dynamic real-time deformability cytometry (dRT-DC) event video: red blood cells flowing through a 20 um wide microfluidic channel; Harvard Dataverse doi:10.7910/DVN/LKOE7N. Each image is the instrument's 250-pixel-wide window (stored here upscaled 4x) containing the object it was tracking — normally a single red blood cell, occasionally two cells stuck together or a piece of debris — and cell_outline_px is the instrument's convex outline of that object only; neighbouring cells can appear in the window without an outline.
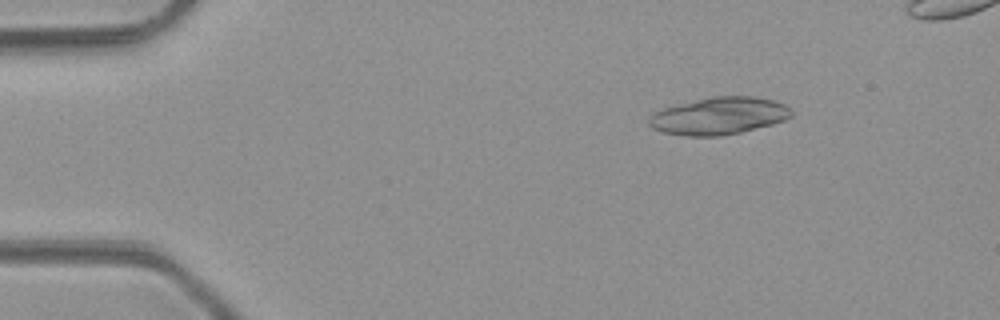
{"species": "common noctule bat (a hibernating species)", "species_latin": "Nyctalus noctula", "temperature_condition": "room temperature", "stored_images_in_passage": 4, "camera_frame_rate_fps": 3000, "um_per_image_px": 0.085, "animal": {"sex": "male", "body_mass_g": 23.1, "forearm_length_mm": 52.7}, "frame": {"image": 1, "passage_image": 1, "time_ms": 0.0, "image_size_px": [1000, 320], "cell_outline_px": [[792, 116], [784, 120], [772, 124], [740, 132], [720, 136], [688, 136], [664, 132], [652, 128], [648, 124], [648, 120], [656, 112], [664, 108], [676, 104], [712, 96], [756, 96], [776, 100], [792, 108]], "centroid_in_image_um": [61.15, 9.84], "position_along_channel_um": 23.8, "area_um2": 30.98}}